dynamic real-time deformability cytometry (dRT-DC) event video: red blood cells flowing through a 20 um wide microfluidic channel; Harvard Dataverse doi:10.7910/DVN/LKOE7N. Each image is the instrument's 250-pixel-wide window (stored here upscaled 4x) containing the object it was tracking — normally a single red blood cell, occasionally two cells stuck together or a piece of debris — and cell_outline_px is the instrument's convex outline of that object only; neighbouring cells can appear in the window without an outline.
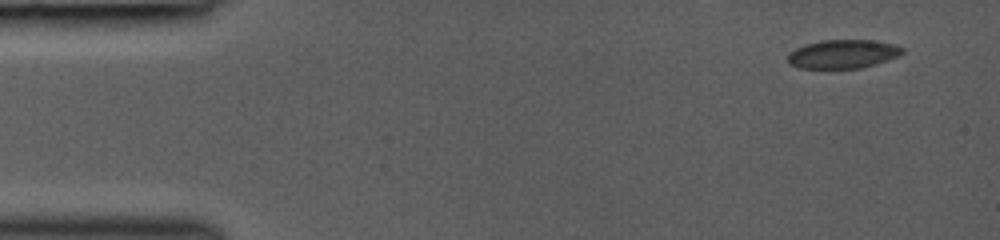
{"species": "common noctule bat (a hibernating species)", "species_latin": "Nyctalus noctula", "temperature_condition": "room temperature", "stored_images_in_passage": 18, "camera_frame_rate_fps": 3000, "um_per_image_px": 0.085, "animal": {"sex": "female", "body_mass_g": 19.0, "forearm_length_mm": 53.3}, "frame": {"image": 1, "passage_image": 1, "time_ms": 0.0, "image_size_px": [1000, 240], "cell_outline_px": [[904, 52], [900, 56], [876, 64], [860, 68], [800, 68], [788, 64], [788, 52], [796, 48], [820, 40], [872, 40], [892, 44], [904, 48]], "centroid_in_image_um": [71.65, 4.59], "position_along_channel_um": 13.3, "area_um2": 19.19}}